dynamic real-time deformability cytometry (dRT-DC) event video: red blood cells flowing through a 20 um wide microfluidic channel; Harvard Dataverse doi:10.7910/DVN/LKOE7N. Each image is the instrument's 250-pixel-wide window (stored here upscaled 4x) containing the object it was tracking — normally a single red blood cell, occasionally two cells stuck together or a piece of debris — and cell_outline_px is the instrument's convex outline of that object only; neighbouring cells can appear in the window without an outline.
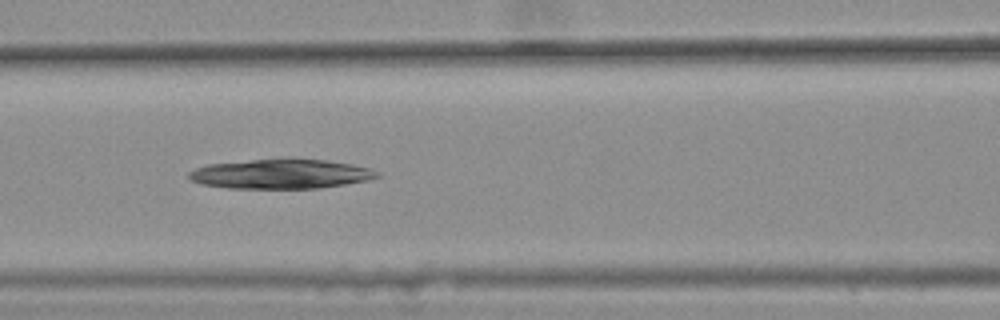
{"species": "common noctule bat (a hibernating species)", "species_latin": "Nyctalus noctula", "temperature_condition": "warm", "stored_images_in_passage": 12, "camera_frame_rate_fps": 3000, "um_per_image_px": 0.085, "animal": {"sex": "female", "body_mass_g": 25.1}, "frame": {"image": 1, "passage_image": 6, "time_ms": 1.667, "image_size_px": [1000, 320], "cell_outline_px": [[380, 176], [368, 180], [320, 188], [228, 188], [200, 184], [192, 180], [188, 176], [188, 172], [196, 168], [208, 164], [288, 156], [292, 156], [328, 160], [352, 164], [372, 168], [380, 172]], "centroid_in_image_um": [23.91, 14.75], "position_along_channel_um": 142.7, "area_um2": 33.29}}
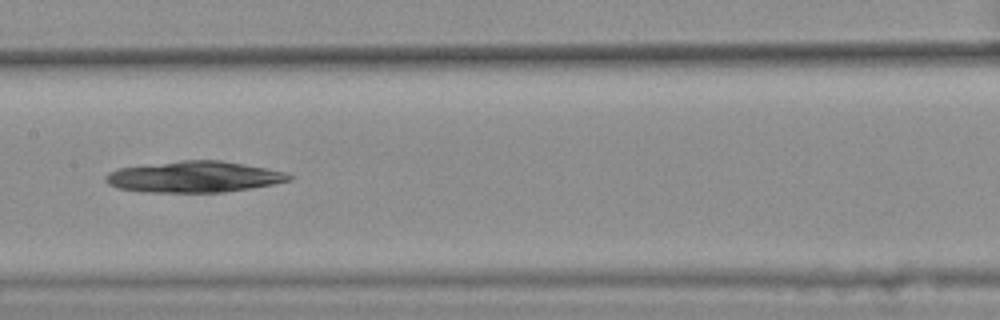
{"frame": {"image": 2, "passage_image": 7, "time_ms": 2.0, "image_size_px": [1000, 320], "cell_outline_px": [[292, 180], [252, 188], [224, 192], [144, 192], [116, 188], [108, 184], [104, 180], [104, 176], [108, 172], [120, 168], [180, 160], [220, 160], [244, 164], [288, 172], [292, 176]], "centroid_in_image_um": [16.49, 15.03], "position_along_channel_um": 190.9, "area_um2": 33.41}}
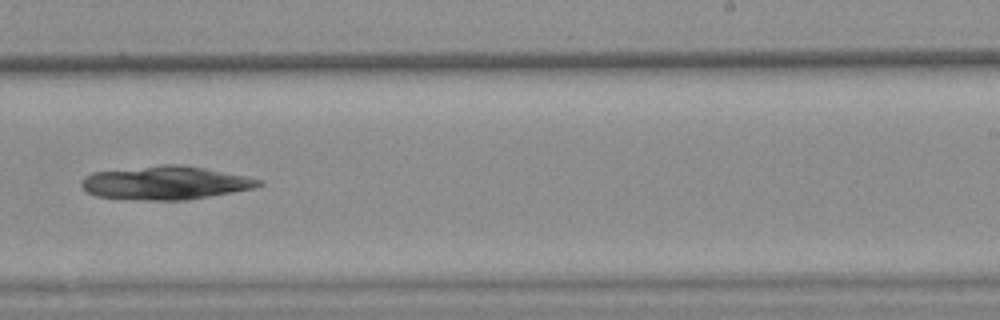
{"frame": {"image": 3, "passage_image": 9, "time_ms": 2.667, "image_size_px": [1000, 320], "cell_outline_px": [[264, 184], [256, 188], [184, 200], [148, 200], [96, 196], [88, 192], [80, 184], [80, 180], [84, 176], [92, 172], [160, 164], [180, 164], [204, 168], [248, 176], [264, 180]], "centroid_in_image_um": [14.08, 15.52], "position_along_channel_um": 274.9, "area_um2": 34.68}}